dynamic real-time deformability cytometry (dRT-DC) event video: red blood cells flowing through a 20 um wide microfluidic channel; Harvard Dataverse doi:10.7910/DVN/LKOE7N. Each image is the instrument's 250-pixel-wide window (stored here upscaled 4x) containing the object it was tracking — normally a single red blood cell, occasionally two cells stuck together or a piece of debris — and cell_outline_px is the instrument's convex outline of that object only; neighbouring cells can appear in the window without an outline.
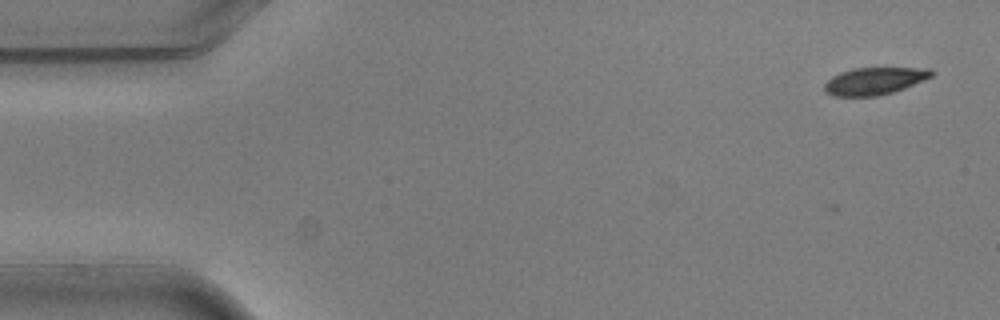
{"species": "common noctule bat (a hibernating species)", "species_latin": "Nyctalus noctula", "temperature_condition": "warm", "stored_images_in_passage": 3, "camera_frame_rate_fps": 3000, "um_per_image_px": 0.085, "animal": {"sex": "male", "body_mass_g": 20.5, "forearm_length_mm": 52.5}, "frame": {"image": 1, "passage_image": 1, "time_ms": 0.0, "image_size_px": [1000, 320], "cell_outline_px": [[936, 72], [932, 76], [924, 80], [904, 88], [892, 92], [876, 96], [832, 96], [824, 92], [824, 84], [832, 76], [840, 72], [852, 68], [928, 68]], "centroid_in_image_um": [74.31, 6.88], "position_along_channel_um": 10.7, "area_um2": 17.05}}